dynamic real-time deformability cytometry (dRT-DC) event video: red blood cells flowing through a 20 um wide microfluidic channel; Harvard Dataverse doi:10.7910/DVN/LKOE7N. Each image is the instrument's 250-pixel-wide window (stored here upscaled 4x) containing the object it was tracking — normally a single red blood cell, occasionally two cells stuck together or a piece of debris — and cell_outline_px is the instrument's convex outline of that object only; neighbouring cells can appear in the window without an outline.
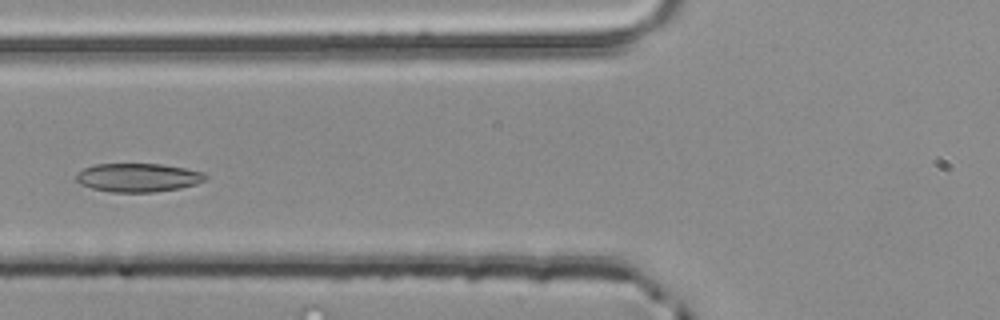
{"species": "common noctule bat (a hibernating species)", "species_latin": "Nyctalus noctula", "temperature_condition": "room temperature", "stored_images_in_passage": 3, "camera_frame_rate_fps": 3000, "um_per_image_px": 0.085, "animal": {"sex": "male", "body_mass_g": 20.4}, "frame": {"image": 1, "passage_image": 3, "time_ms": 0.667, "image_size_px": [1000, 320], "cell_outline_px": [[208, 180], [196, 184], [180, 188], [152, 192], [112, 192], [92, 188], [80, 184], [76, 180], [76, 172], [84, 168], [96, 164], [160, 164], [184, 168], [204, 172], [208, 176]], "centroid_in_image_um": [11.75, 15.09], "position_along_channel_um": 114.0, "area_um2": 21.62}}